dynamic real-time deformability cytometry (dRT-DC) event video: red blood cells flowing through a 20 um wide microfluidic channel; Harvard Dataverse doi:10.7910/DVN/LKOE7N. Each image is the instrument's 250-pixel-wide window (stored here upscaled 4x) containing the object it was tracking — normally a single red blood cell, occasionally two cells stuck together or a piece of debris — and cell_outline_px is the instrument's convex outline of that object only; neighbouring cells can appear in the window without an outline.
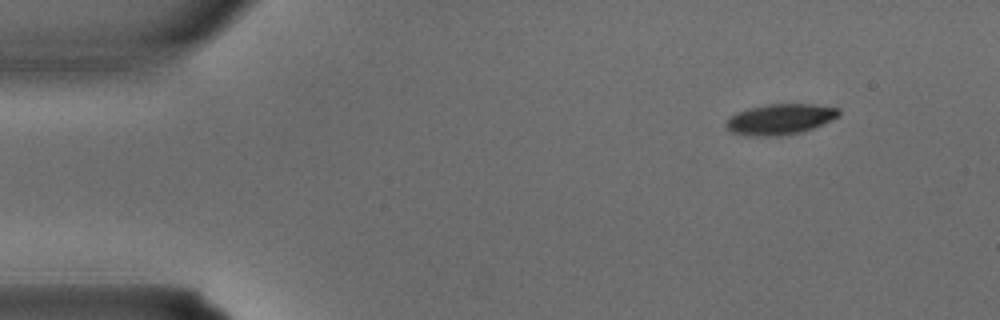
{"species": "common noctule bat (a hibernating species)", "species_latin": "Nyctalus noctula", "temperature_condition": "warm", "stored_images_in_passage": 2, "camera_frame_rate_fps": 3000, "um_per_image_px": 0.085, "animal": {"sex": "male", "body_mass_g": 15.6}, "frame": {"image": 1, "passage_image": 1, "time_ms": 0.0, "image_size_px": [1000, 320], "cell_outline_px": [[840, 116], [812, 128], [800, 132], [780, 136], [748, 136], [732, 132], [724, 124], [728, 116], [736, 112], [748, 108], [768, 104], [816, 104], [840, 108]], "centroid_in_image_um": [66.29, 10.12], "position_along_channel_um": 18.7, "area_um2": 20.29}}
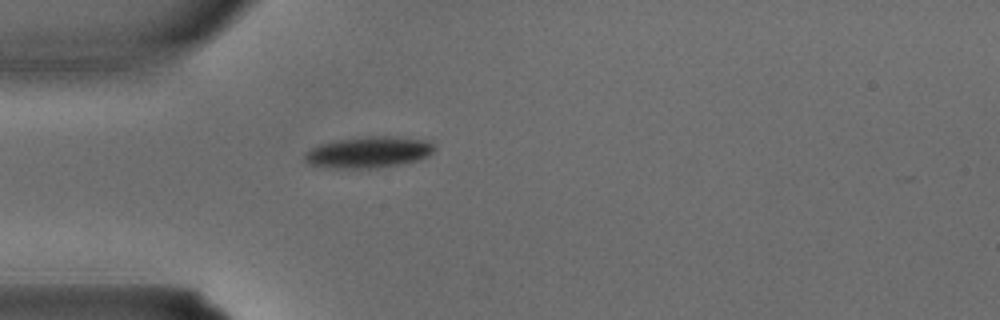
{"frame": {"image": 2, "passage_image": 2, "time_ms": 0.333, "image_size_px": [1000, 320], "cell_outline_px": [[436, 148], [428, 156], [416, 160], [376, 168], [332, 168], [308, 164], [304, 160], [304, 152], [320, 144], [336, 140], [368, 136], [392, 136], [424, 140], [432, 144]], "centroid_in_image_um": [31.28, 12.94], "position_along_channel_um": 53.7, "area_um2": 23.41}}